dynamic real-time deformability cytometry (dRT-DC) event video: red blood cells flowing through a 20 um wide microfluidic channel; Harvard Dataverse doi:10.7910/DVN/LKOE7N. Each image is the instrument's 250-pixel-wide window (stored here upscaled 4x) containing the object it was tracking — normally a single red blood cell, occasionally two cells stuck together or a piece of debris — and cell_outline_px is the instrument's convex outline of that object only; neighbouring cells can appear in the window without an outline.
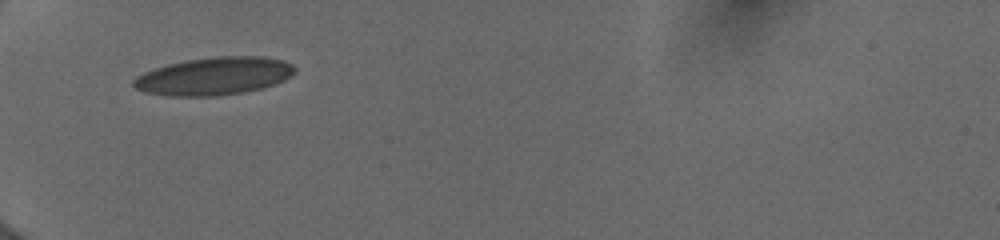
{"species": "human", "species_latin": "Homo sapiens", "temperature_condition": "cold", "stored_images_in_passage": 69, "camera_frame_rate_fps": 3000, "um_per_image_px": 0.085, "donor": {"sex": "female"}, "frame": {"image": 1, "passage_image": 1, "time_ms": 0.0, "image_size_px": [1000, 240], "cell_outline_px": [[296, 72], [284, 80], [260, 88], [244, 92], [212, 96], [172, 96], [144, 92], [136, 88], [132, 84], [132, 80], [136, 76], [144, 72], [168, 64], [184, 60], [220, 56], [264, 56], [284, 60], [292, 64], [296, 68]], "centroid_in_image_um": [18.2, 6.46], "position_along_channel_um": 66.8, "area_um2": 35.49}}
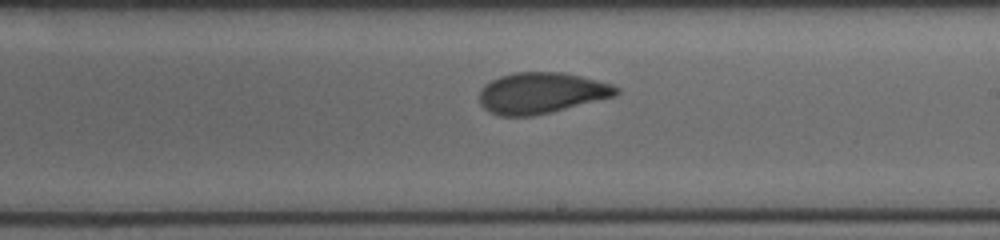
{"frame": {"image": 2, "passage_image": 32, "time_ms": 4.667, "image_size_px": [1000, 240], "cell_outline_px": [[620, 92], [616, 96], [552, 112], [532, 116], [500, 116], [488, 112], [480, 104], [480, 92], [484, 84], [500, 76], [516, 72], [560, 72], [580, 76], [612, 84], [620, 88]], "centroid_in_image_um": [46.02, 7.91], "position_along_channel_um": 243.0, "area_um2": 32.83}}
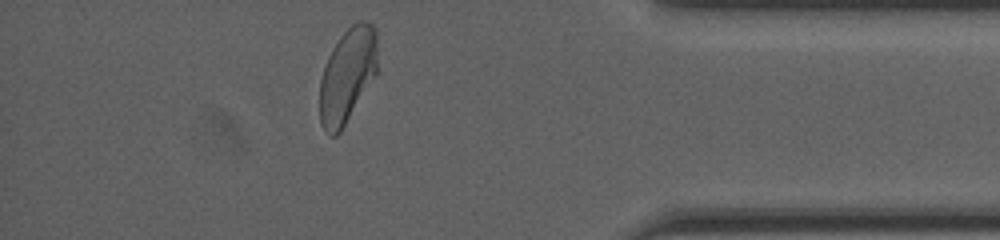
{"frame": {"image": 3, "passage_image": 61, "time_ms": 9.333, "image_size_px": [1000, 240], "cell_outline_px": [[376, 76], [340, 132], [336, 136], [332, 136], [324, 132], [320, 124], [320, 80], [328, 56], [332, 48], [340, 36], [352, 24], [360, 20], [364, 20], [372, 24], [376, 28]], "centroid_in_image_um": [29.52, 6.42], "position_along_channel_um": 405.7, "area_um2": 31.96}, "authors_computed_cell_mechanics": {"area_um2": 32.8304, "velocity_mm_per_s": 3.9798, "shape_relaxation_time_tau1_ms": 4.4586, "shape_relaxation_time_tau2_ms": 0.9756, "deformation_change_tau1": 0.1374, "deformation_change_tau2": 0.0529}}